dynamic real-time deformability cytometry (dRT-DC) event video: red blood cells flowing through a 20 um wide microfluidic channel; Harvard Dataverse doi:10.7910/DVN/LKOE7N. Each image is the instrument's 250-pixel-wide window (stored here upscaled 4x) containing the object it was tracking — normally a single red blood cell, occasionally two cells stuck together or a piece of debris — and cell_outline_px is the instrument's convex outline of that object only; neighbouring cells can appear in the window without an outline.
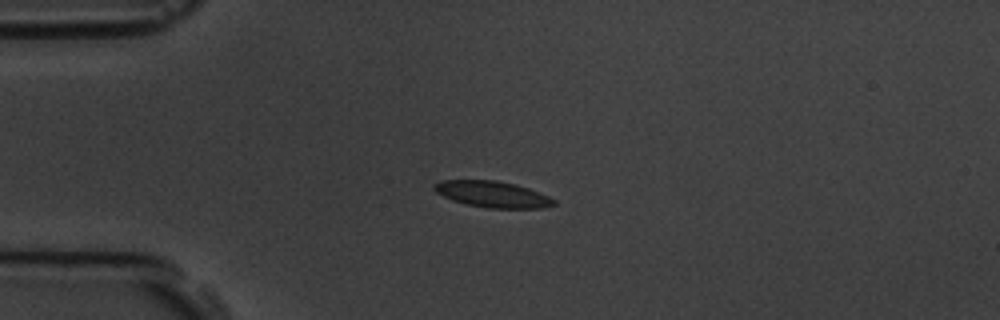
{"species": "common noctule bat (a hibernating species)", "species_latin": "Nyctalus noctula", "temperature_condition": "room temperature", "stored_images_in_passage": 8, "camera_frame_rate_fps": 3000, "um_per_image_px": 0.085, "animal": {"sex": "male", "body_mass_g": 19.5, "forearm_length_mm": 54.6}, "frame": {"image": 1, "passage_image": 4, "time_ms": 3.333, "image_size_px": [1000, 320], "cell_outline_px": [[556, 204], [540, 208], [488, 208], [468, 204], [452, 200], [436, 192], [432, 188], [432, 184], [440, 180], [496, 180], [516, 184], [528, 188], [548, 196], [556, 200]], "centroid_in_image_um": [41.84, 16.5], "position_along_channel_um": 43.2, "area_um2": 18.26}}
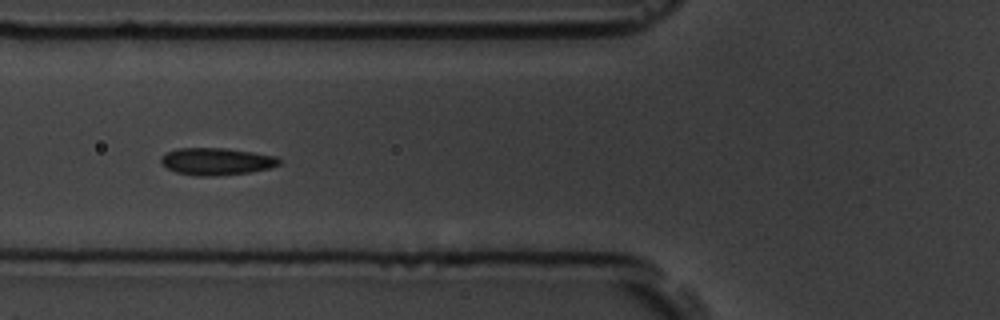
{"frame": {"image": 2, "passage_image": 6, "time_ms": 5.667, "image_size_px": [1000, 320], "cell_outline_px": [[280, 164], [268, 168], [248, 172], [212, 176], [196, 176], [176, 172], [160, 164], [160, 156], [176, 148], [228, 148], [276, 156], [280, 160]], "centroid_in_image_um": [18.35, 13.71], "position_along_channel_um": 107.4, "area_um2": 18.67}}
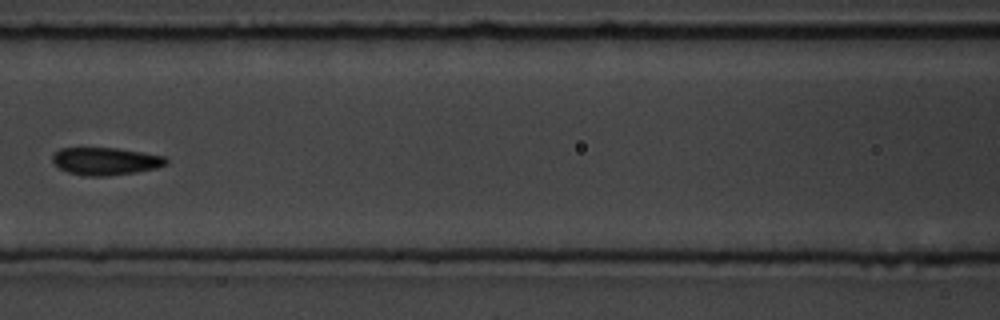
{"frame": {"image": 3, "passage_image": 7, "time_ms": 7.0, "image_size_px": [1000, 320], "cell_outline_px": [[168, 164], [156, 168], [136, 172], [108, 176], [84, 176], [68, 172], [60, 168], [52, 160], [52, 156], [60, 148], [116, 148], [164, 156], [168, 160]], "centroid_in_image_um": [8.98, 13.71], "position_along_channel_um": 157.6, "area_um2": 18.15}}